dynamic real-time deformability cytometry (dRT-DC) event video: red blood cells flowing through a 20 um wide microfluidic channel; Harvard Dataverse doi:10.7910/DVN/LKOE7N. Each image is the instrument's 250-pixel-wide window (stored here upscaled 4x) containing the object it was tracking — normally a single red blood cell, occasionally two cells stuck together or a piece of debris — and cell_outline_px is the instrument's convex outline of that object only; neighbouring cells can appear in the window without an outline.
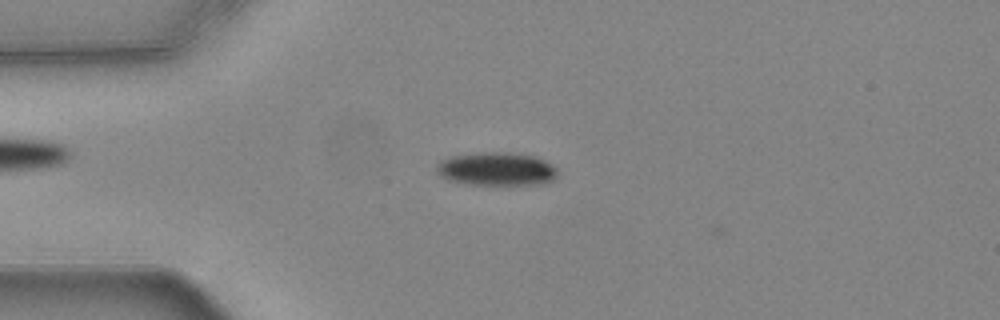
{"species": "common noctule bat (a hibernating species)", "species_latin": "Nyctalus noctula", "temperature_condition": "warm", "stored_images_in_passage": 9, "camera_frame_rate_fps": 3000, "um_per_image_px": 0.085, "animal": {"sex": "female", "body_mass_g": 24.6, "forearm_length_mm": 56.2}, "frame": {"image": 1, "passage_image": 7, "time_ms": 2.0, "image_size_px": [1000, 320], "cell_outline_px": [[556, 176], [552, 180], [544, 184], [464, 184], [448, 180], [440, 176], [436, 172], [436, 164], [440, 160], [452, 156], [484, 152], [508, 152], [536, 156], [552, 164], [556, 168]], "centroid_in_image_um": [42.18, 14.36], "position_along_channel_um": 42.8, "area_um2": 23.58}}